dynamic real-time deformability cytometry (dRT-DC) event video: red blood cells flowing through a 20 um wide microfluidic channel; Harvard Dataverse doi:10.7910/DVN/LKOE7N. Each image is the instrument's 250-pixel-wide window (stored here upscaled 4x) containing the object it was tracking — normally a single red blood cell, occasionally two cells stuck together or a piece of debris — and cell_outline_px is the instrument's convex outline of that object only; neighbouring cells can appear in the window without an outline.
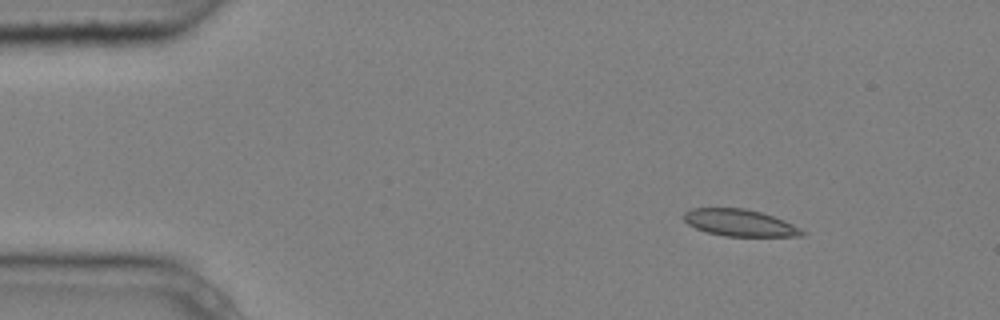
{"species": "common noctule bat (a hibernating species)", "species_latin": "Nyctalus noctula", "temperature_condition": "cold", "stored_images_in_passage": 6, "camera_frame_rate_fps": 3000, "um_per_image_px": 0.085, "animal": {"sex": "male", "body_mass_g": 20.4}, "frame": {"image": 1, "passage_image": 2, "time_ms": 0.333, "image_size_px": [1000, 320], "cell_outline_px": [[808, 232], [804, 236], [724, 236], [708, 232], [696, 228], [688, 224], [684, 220], [684, 212], [692, 208], [744, 208], [760, 212], [784, 220]], "centroid_in_image_um": [62.9, 18.94], "position_along_channel_um": 22.1, "area_um2": 18.44}}
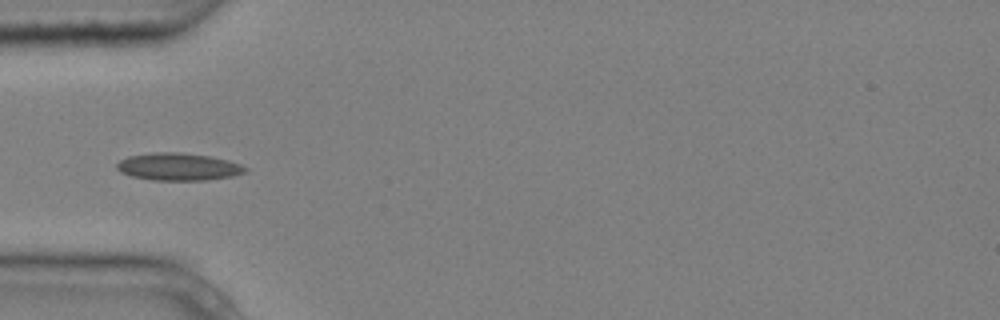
{"frame": {"image": 2, "passage_image": 4, "time_ms": 1.0, "image_size_px": [1000, 320], "cell_outline_px": [[248, 168], [244, 172], [232, 176], [204, 180], [152, 180], [132, 176], [120, 172], [116, 168], [116, 164], [120, 160], [128, 156], [156, 152], [176, 152], [212, 156], [228, 160], [240, 164]], "centroid_in_image_um": [15.14, 14.17], "position_along_channel_um": 69.9, "area_um2": 20.46}}
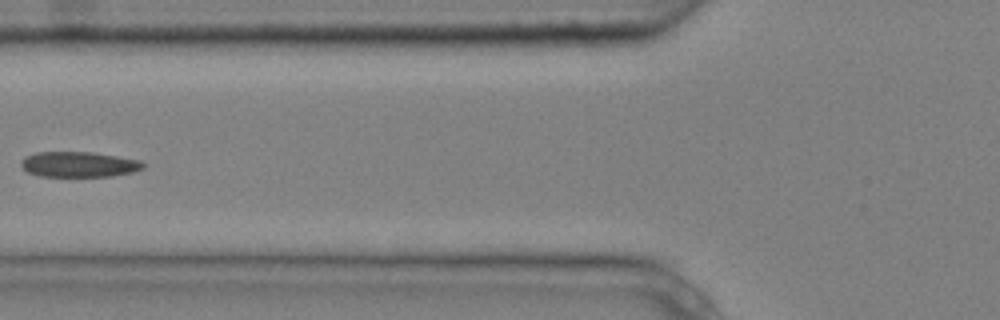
{"frame": {"image": 3, "passage_image": 5, "time_ms": 1.333, "image_size_px": [1000, 320], "cell_outline_px": [[144, 168], [132, 172], [112, 176], [40, 176], [28, 172], [20, 164], [20, 160], [24, 156], [36, 152], [92, 152], [140, 160], [144, 164]], "centroid_in_image_um": [6.68, 13.96], "position_along_channel_um": 119.1, "area_um2": 18.03}}